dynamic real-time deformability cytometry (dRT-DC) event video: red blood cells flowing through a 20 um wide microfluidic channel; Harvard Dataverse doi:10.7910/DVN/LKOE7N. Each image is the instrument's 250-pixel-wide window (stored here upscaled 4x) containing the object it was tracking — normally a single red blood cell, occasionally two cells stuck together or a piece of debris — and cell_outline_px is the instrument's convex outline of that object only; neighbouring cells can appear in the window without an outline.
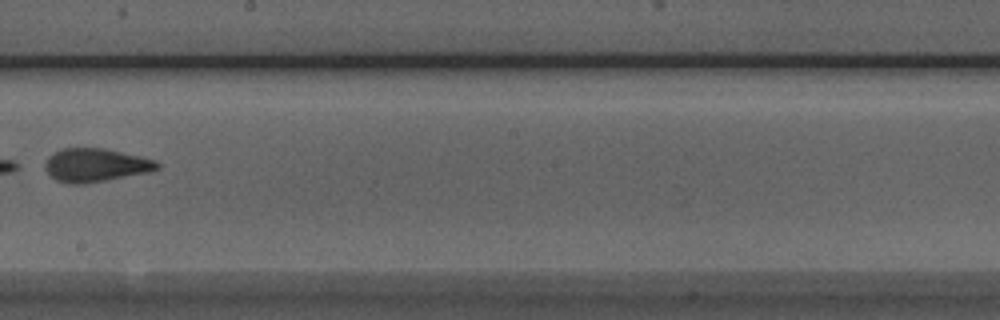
{"species": "Egyptian fruit bat (a non-hibernating species)", "species_latin": "Rousettus aegyptiacus", "temperature_condition": "room temperature", "stored_images_in_passage": 9, "camera_frame_rate_fps": 3000, "um_per_image_px": 0.085, "animal": {"sex": "male"}, "frame": {"image": 1, "passage_image": 8, "time_ms": 2.333, "image_size_px": [1000, 320], "cell_outline_px": [[160, 168], [148, 172], [84, 184], [68, 184], [56, 180], [44, 168], [44, 164], [48, 156], [64, 148], [104, 148], [140, 156], [156, 160], [160, 164]], "centroid_in_image_um": [8.12, 14.03], "position_along_channel_um": 240.1, "area_um2": 21.73}}
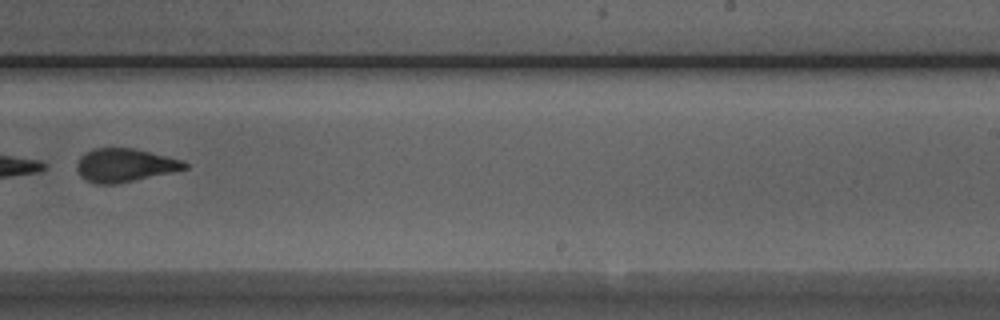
{"frame": {"image": 2, "passage_image": 9, "time_ms": 2.667, "image_size_px": [1000, 320], "cell_outline_px": [[188, 168], [172, 172], [116, 184], [96, 184], [80, 176], [76, 168], [76, 164], [80, 156], [92, 148], [132, 148], [180, 160], [188, 164]], "centroid_in_image_um": [10.55, 14.05], "position_along_channel_um": 278.4, "area_um2": 20.69}}